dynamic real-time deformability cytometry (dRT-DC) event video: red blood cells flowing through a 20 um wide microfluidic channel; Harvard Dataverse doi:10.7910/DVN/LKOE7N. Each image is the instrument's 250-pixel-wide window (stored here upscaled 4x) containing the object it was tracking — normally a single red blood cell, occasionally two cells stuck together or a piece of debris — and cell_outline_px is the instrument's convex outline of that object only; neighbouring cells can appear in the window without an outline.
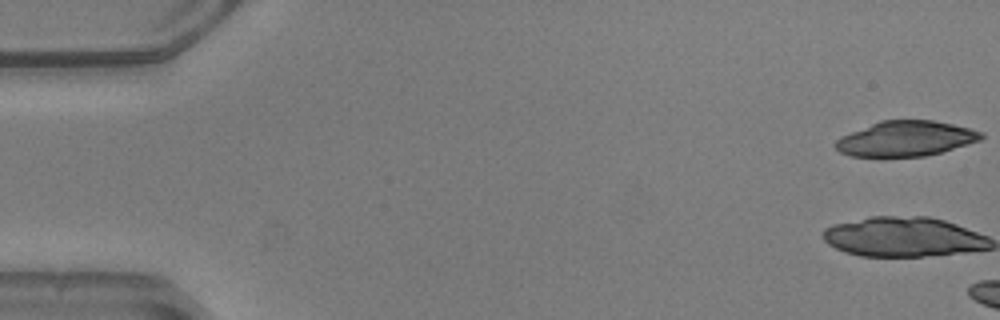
{"species": "common noctule bat (a hibernating species)", "species_latin": "Nyctalus noctula", "temperature_condition": "warm", "stored_images_in_passage": 6, "camera_frame_rate_fps": 3000, "um_per_image_px": 0.085, "animal": {"sex": "male", "body_mass_g": 20.5, "forearm_length_mm": 52.5}, "frame": {"image": 1, "passage_image": 1, "time_ms": 0.0, "image_size_px": [1000, 320], "cell_outline_px": [[984, 136], [980, 140], [940, 152], [924, 156], [880, 160], [848, 156], [840, 152], [832, 144], [840, 136], [880, 120], [932, 120], [952, 124], [984, 132]], "centroid_in_image_um": [76.88, 11.83], "position_along_channel_um": 8.1, "area_um2": 30.81}}